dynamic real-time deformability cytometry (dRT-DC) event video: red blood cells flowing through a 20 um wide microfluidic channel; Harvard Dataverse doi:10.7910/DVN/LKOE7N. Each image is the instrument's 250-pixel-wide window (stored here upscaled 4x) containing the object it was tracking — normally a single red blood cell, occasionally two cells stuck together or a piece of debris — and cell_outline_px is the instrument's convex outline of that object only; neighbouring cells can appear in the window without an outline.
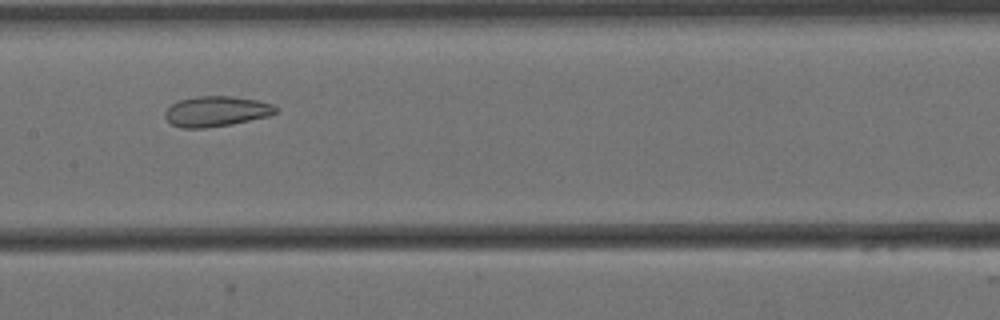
{"species": "Egyptian fruit bat (a non-hibernating species)", "species_latin": "Rousettus aegyptiacus", "temperature_condition": "cold", "stored_images_in_passage": 7, "camera_frame_rate_fps": 3000, "um_per_image_px": 0.085, "animal": {"sex": "female"}, "frame": {"image": 1, "passage_image": 7, "time_ms": 2.0, "image_size_px": [1000, 320], "cell_outline_px": [[276, 112], [268, 116], [232, 124], [204, 128], [184, 128], [172, 124], [164, 116], [164, 112], [172, 104], [180, 100], [196, 96], [232, 96], [256, 100], [272, 104], [276, 108]], "centroid_in_image_um": [18.36, 9.46], "position_along_channel_um": 189.0, "area_um2": 19.36}}